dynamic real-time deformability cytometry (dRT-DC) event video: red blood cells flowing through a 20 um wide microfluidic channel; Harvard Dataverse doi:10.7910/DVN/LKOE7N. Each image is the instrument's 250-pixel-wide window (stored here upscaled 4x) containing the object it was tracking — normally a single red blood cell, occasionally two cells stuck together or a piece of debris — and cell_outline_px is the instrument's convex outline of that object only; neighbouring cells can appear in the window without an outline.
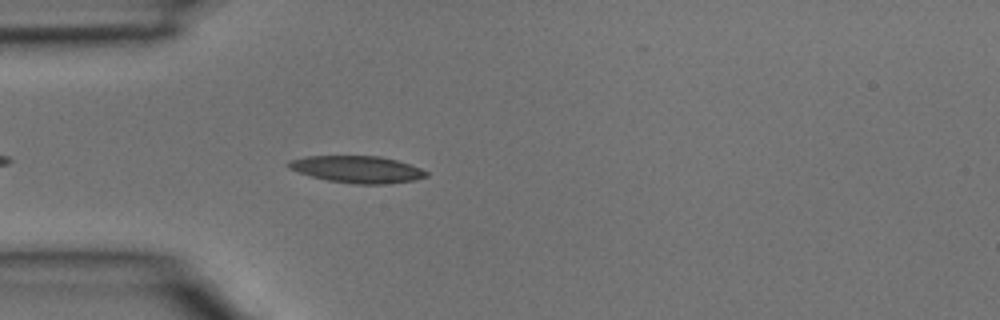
{"species": "common noctule bat (a hibernating species)", "species_latin": "Nyctalus noctula", "temperature_condition": "room temperature", "stored_images_in_passage": 4, "camera_frame_rate_fps": 3000, "um_per_image_px": 0.085, "animal": {"sex": "male", "body_mass_g": 15.6}, "frame": {"image": 1, "passage_image": 4, "time_ms": 1.0, "image_size_px": [1000, 320], "cell_outline_px": [[428, 176], [412, 180], [384, 184], [356, 184], [328, 180], [312, 176], [288, 168], [284, 164], [288, 160], [304, 156], [380, 156], [396, 160], [420, 168], [428, 172]], "centroid_in_image_um": [30.31, 14.38], "position_along_channel_um": 54.7, "area_um2": 21.5}}